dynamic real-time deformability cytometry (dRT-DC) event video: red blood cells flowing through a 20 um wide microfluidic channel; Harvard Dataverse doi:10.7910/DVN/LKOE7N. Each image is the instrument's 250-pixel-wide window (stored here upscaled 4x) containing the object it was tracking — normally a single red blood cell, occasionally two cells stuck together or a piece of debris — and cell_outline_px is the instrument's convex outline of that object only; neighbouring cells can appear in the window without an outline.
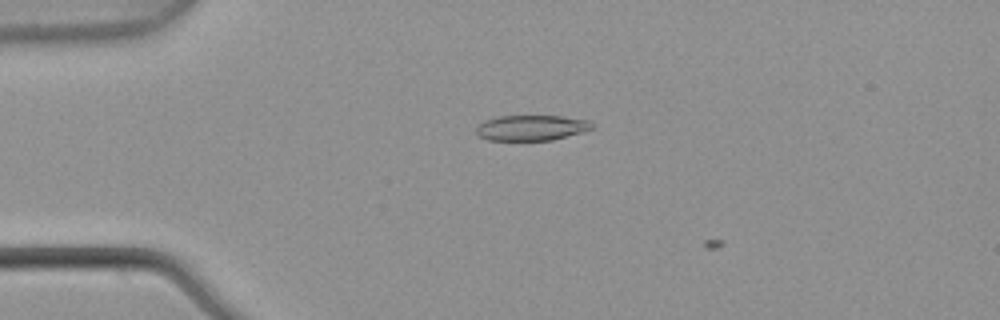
{"species": "common noctule bat (a hibernating species)", "species_latin": "Nyctalus noctula", "temperature_condition": "warm", "stored_images_in_passage": 4, "camera_frame_rate_fps": 3000, "um_per_image_px": 0.085, "animal": {"sex": "male", "body_mass_g": 21.5, "forearm_length_mm": 52.0}, "frame": {"image": 1, "passage_image": 3, "time_ms": 0.667, "image_size_px": [1000, 320], "cell_outline_px": [[596, 128], [584, 132], [552, 140], [488, 140], [476, 136], [476, 128], [480, 124], [488, 120], [500, 116], [560, 116], [588, 120]], "centroid_in_image_um": [45.2, 10.87], "position_along_channel_um": 39.8, "area_um2": 17.17}}